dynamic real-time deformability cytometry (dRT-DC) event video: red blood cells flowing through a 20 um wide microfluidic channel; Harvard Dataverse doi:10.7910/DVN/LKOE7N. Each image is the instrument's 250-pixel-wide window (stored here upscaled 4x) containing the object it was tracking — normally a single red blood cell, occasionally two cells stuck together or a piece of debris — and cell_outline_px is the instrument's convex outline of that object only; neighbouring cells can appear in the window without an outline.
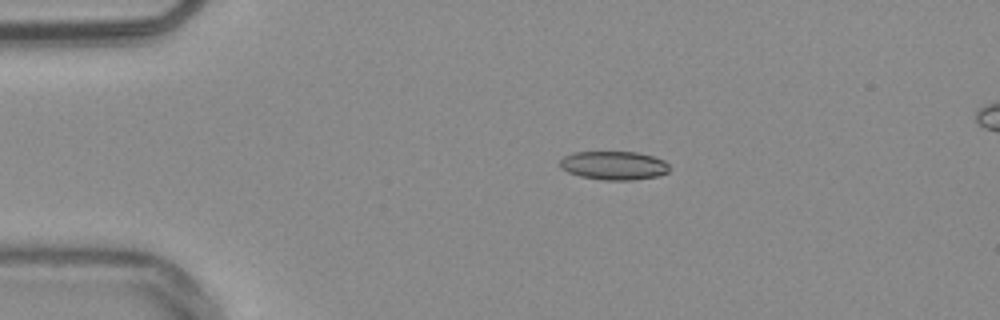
{"species": "common noctule bat (a hibernating species)", "species_latin": "Nyctalus noctula", "temperature_condition": "warm", "stored_images_in_passage": 13, "camera_frame_rate_fps": 3000, "um_per_image_px": 0.085, "animal": {"sex": "male", "body_mass_g": 20.4}, "frame": {"image": 1, "passage_image": 13, "time_ms": 4.0, "image_size_px": [1000, 320], "cell_outline_px": [[668, 172], [656, 176], [632, 180], [604, 180], [580, 176], [568, 172], [560, 168], [560, 160], [564, 156], [572, 152], [636, 152], [652, 156], [664, 160], [668, 164]], "centroid_in_image_um": [52.15, 14.06], "position_along_channel_um": 32.9, "area_um2": 18.21}}